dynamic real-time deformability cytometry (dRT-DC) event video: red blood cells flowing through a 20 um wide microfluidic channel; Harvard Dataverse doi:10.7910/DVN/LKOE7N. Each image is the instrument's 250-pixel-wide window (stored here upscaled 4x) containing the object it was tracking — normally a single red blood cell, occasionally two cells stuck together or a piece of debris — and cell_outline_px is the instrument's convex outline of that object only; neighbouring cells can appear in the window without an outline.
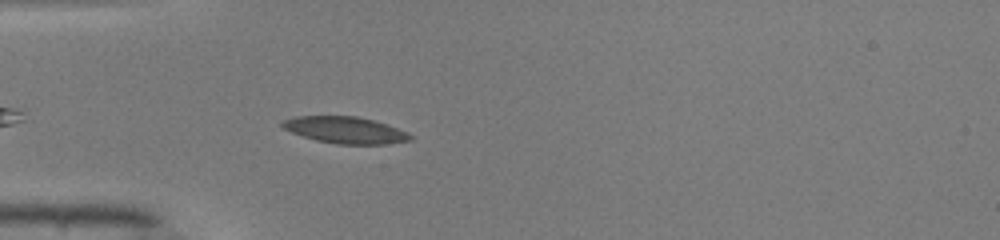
{"species": "common noctule bat (a hibernating species)", "species_latin": "Nyctalus noctula", "temperature_condition": "warm", "stored_images_in_passage": 39, "camera_frame_rate_fps": 3000, "um_per_image_px": 0.085, "animal": {"sex": "male", "body_mass_g": 19.0, "forearm_length_mm": 50.8}, "frame": {"image": 1, "passage_image": 5, "time_ms": 1.333, "image_size_px": [1000, 240], "cell_outline_px": [[412, 140], [384, 144], [336, 144], [316, 140], [280, 128], [280, 120], [296, 116], [356, 116], [388, 124], [408, 132], [412, 136]], "centroid_in_image_um": [29.32, 11.05], "position_along_channel_um": 55.7, "area_um2": 20.0}}
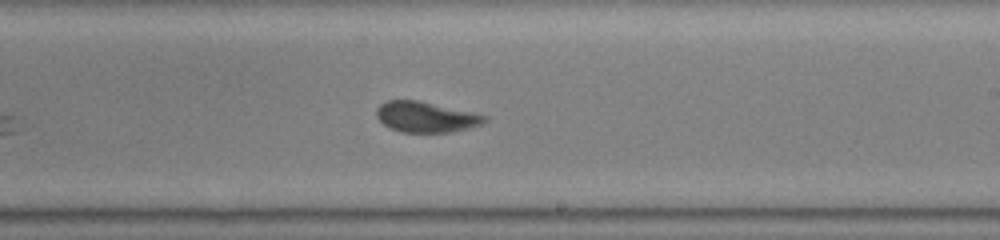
{"frame": {"image": 2, "passage_image": 20, "time_ms": 6.333, "image_size_px": [1000, 240], "cell_outline_px": [[488, 120], [480, 124], [468, 128], [452, 132], [400, 132], [384, 124], [376, 116], [376, 108], [380, 104], [388, 100], [420, 100], [472, 112], [488, 116]], "centroid_in_image_um": [36.2, 9.93], "position_along_channel_um": 252.8, "area_um2": 19.25}}
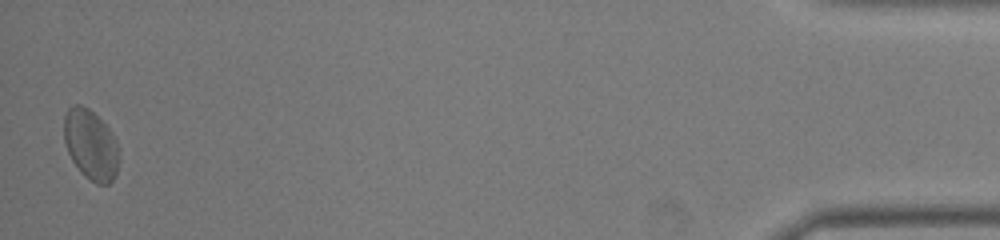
{"frame": {"image": 3, "passage_image": 39, "time_ms": 12.667, "image_size_px": [1000, 240], "cell_outline_px": [[120, 156], [116, 176], [108, 184], [96, 184], [84, 176], [80, 172], [72, 160], [68, 152], [64, 140], [64, 116], [68, 108], [72, 104], [80, 104], [88, 108], [108, 128], [116, 140], [120, 152]], "centroid_in_image_um": [7.72, 12.32], "position_along_channel_um": 427.5, "area_um2": 22.66}, "authors_computed_cell_mechanics": {"area_um2": 19.8832, "velocity_mm_per_s": 4.0971, "shape_relaxation_time_tau1_ms": 2.7081, "shape_relaxation_time_tau2_ms": 1.3675, "deformation_change_tau1": 0.1361, "deformation_change_tau2": 0.0733}}